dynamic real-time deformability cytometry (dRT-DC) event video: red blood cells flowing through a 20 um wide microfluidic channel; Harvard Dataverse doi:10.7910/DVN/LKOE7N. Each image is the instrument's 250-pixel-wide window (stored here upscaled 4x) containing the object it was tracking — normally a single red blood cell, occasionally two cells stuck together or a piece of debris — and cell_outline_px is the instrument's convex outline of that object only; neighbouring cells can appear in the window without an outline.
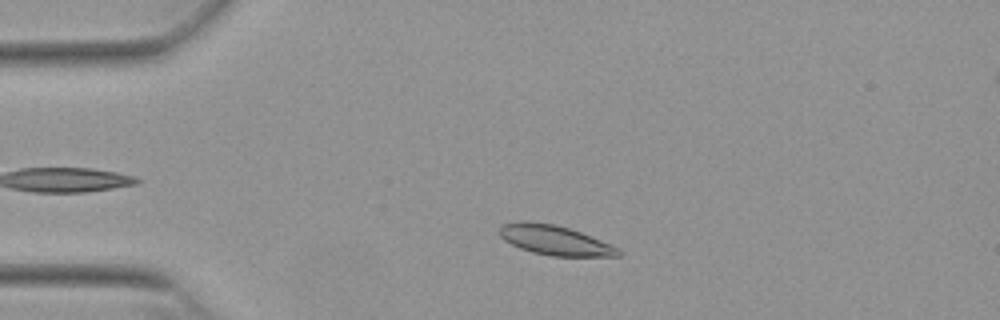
{"species": "Egyptian fruit bat (a non-hibernating species)", "species_latin": "Rousettus aegyptiacus", "temperature_condition": "warm", "stored_images_in_passage": 32, "camera_frame_rate_fps": 3000, "um_per_image_px": 0.085, "animal": {"sex": "female"}, "frame": {"image": 1, "passage_image": 4, "time_ms": 1.0, "image_size_px": [1000, 320], "cell_outline_px": [[624, 252], [620, 256], [552, 256], [532, 252], [520, 248], [504, 240], [500, 236], [500, 228], [504, 224], [520, 220], [528, 220], [556, 224], [580, 232], [612, 244], [620, 248]], "centroid_in_image_um": [47.19, 20.41], "position_along_channel_um": 37.8, "area_um2": 20.75}}
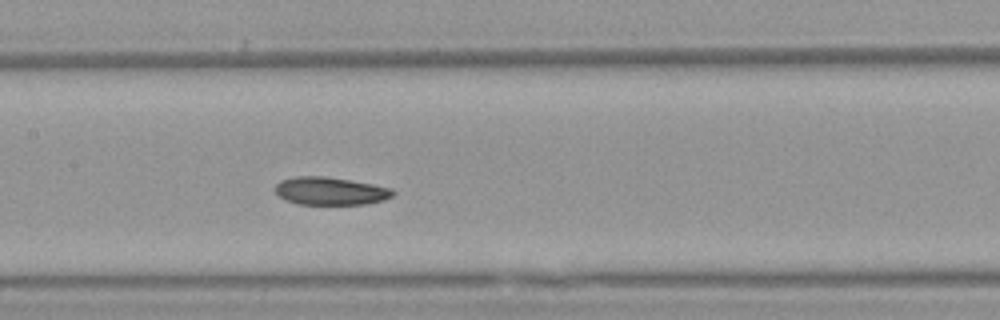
{"frame": {"image": 2, "passage_image": 18, "time_ms": 5.667, "image_size_px": [1000, 320], "cell_outline_px": [[396, 192], [392, 196], [384, 200], [368, 204], [296, 204], [284, 200], [276, 192], [276, 184], [280, 180], [296, 176], [324, 176], [372, 184], [392, 188]], "centroid_in_image_um": [28.08, 16.24], "position_along_channel_um": 179.3, "area_um2": 19.13}}
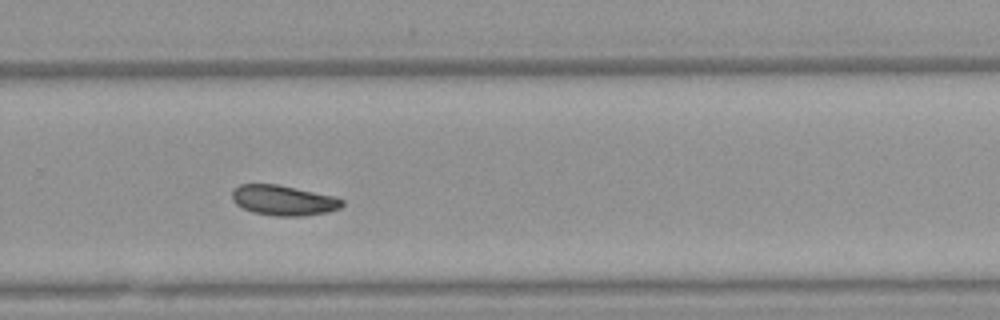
{"frame": {"image": 3, "passage_image": 28, "time_ms": 9.0, "image_size_px": [1000, 320], "cell_outline_px": [[344, 204], [340, 208], [328, 212], [304, 216], [276, 216], [252, 212], [236, 204], [232, 200], [232, 192], [240, 184], [276, 184], [332, 196], [344, 200]], "centroid_in_image_um": [24.09, 17.04], "position_along_channel_um": 305.7, "area_um2": 19.19}}